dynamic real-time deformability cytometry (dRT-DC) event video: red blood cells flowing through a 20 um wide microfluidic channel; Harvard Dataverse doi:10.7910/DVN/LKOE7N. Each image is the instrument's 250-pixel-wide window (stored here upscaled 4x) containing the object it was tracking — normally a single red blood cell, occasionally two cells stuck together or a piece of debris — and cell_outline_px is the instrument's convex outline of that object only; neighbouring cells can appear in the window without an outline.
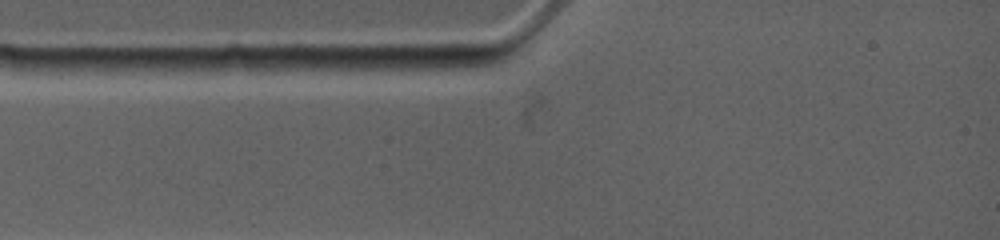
{"species": "common noctule bat (a hibernating species)", "species_latin": "Nyctalus noctula", "temperature_condition": "warm", "stored_images_in_passage": 1, "camera_frame_rate_fps": 4500, "um_per_image_px": 0.085, "animal": {"sex": "female", "body_mass_g": 19.0, "forearm_length_mm": 53.3}, "frame": {"image": 1, "passage_image": 1, "time_ms": 0.0, "image_size_px": [1000, 240], "cell_outline_px": [[312, 68], [276, 72], [224, 72], [188, 68], [196, 60], [232, 56], [304, 56]], "centroid_in_image_um": [21.45, 5.44], "position_along_channel_um": 63.5, "area_um2": 11.96}}